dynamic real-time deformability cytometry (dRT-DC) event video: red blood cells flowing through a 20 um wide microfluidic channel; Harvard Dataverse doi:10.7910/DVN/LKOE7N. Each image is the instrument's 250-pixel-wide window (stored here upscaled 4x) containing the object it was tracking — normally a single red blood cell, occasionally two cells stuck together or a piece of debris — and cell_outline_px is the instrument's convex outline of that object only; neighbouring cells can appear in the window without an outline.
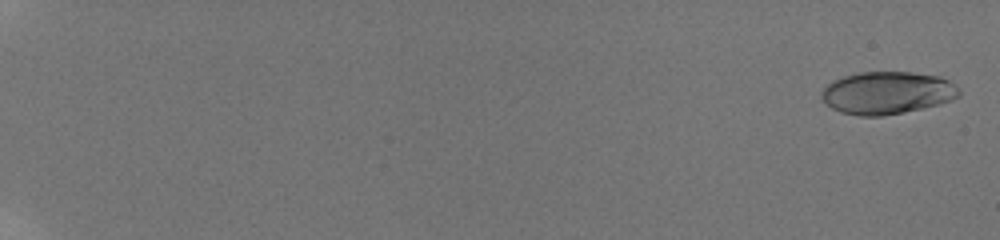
{"species": "human", "species_latin": "Homo sapiens", "temperature_condition": "room temperature", "stored_images_in_passage": 58, "camera_frame_rate_fps": 3000, "um_per_image_px": 0.085, "donor": {"sex": "male"}, "frame": {"image": 1, "passage_image": 2, "time_ms": 0.333, "image_size_px": [1000, 240], "cell_outline_px": [[960, 96], [952, 100], [940, 104], [904, 112], [880, 116], [860, 116], [840, 112], [832, 108], [820, 96], [820, 92], [832, 80], [844, 76], [860, 72], [912, 72], [940, 76], [956, 84], [960, 92]], "centroid_in_image_um": [75.43, 7.88], "position_along_channel_um": 9.6, "area_um2": 34.22}}
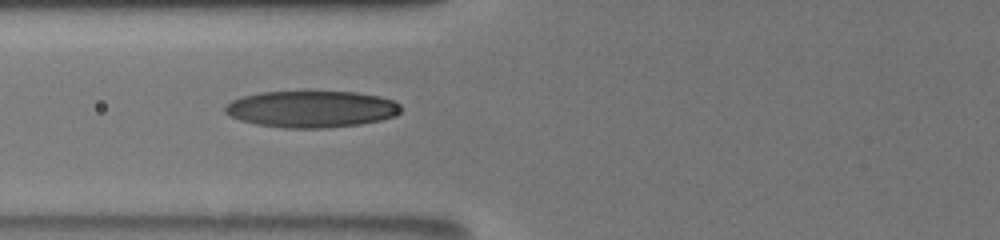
{"frame": {"image": 2, "passage_image": 28, "time_ms": 9.0, "image_size_px": [1000, 240], "cell_outline_px": [[400, 112], [396, 116], [380, 120], [360, 124], [328, 128], [284, 128], [256, 124], [240, 120], [224, 112], [224, 108], [232, 100], [244, 96], [260, 92], [356, 92], [380, 96], [396, 100], [400, 104]], "centroid_in_image_um": [26.51, 9.27], "position_along_channel_um": 99.3, "area_um2": 37.63}}
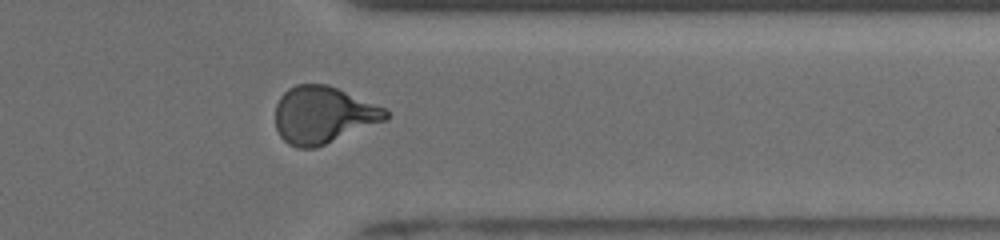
{"frame": {"image": 3, "passage_image": 50, "time_ms": 16.333, "image_size_px": [1000, 240], "cell_outline_px": [[388, 120], [316, 148], [300, 148], [288, 144], [280, 136], [276, 128], [276, 104], [280, 96], [288, 88], [296, 84], [328, 84], [384, 108], [388, 112]], "centroid_in_image_um": [27.46, 9.78], "position_along_channel_um": 383.9, "area_um2": 36.76}, "authors_computed_cell_mechanics": {"area_um2": 35.1424, "velocity_mm_per_s": 3.8883, "shape_relaxation_time_tau1_ms": 4.786, "shape_relaxation_time_tau2_ms": 1.1247, "deformation_change_tau1": 0.2012, "deformation_change_tau2": 0.0652}}